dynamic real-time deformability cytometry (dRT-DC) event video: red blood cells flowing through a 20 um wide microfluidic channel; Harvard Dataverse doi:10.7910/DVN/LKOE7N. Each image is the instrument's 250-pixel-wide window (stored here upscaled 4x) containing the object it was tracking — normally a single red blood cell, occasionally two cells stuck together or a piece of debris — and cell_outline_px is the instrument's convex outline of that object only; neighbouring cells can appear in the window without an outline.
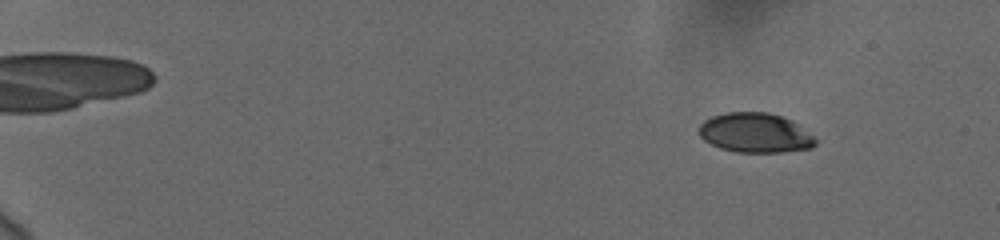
{"species": "human", "species_latin": "Homo sapiens", "temperature_condition": "cold", "stored_images_in_passage": 59, "camera_frame_rate_fps": 3000, "um_per_image_px": 0.085, "donor": {"sex": "female"}, "frame": {"image": 1, "passage_image": 8, "time_ms": 2.333, "image_size_px": [1000, 240], "cell_outline_px": [[816, 144], [812, 148], [780, 152], [736, 152], [720, 148], [704, 140], [700, 136], [700, 124], [704, 120], [712, 116], [724, 112], [768, 112], [792, 120], [812, 136], [816, 140]], "centroid_in_image_um": [64.17, 11.29], "position_along_channel_um": 20.8, "area_um2": 26.76}}
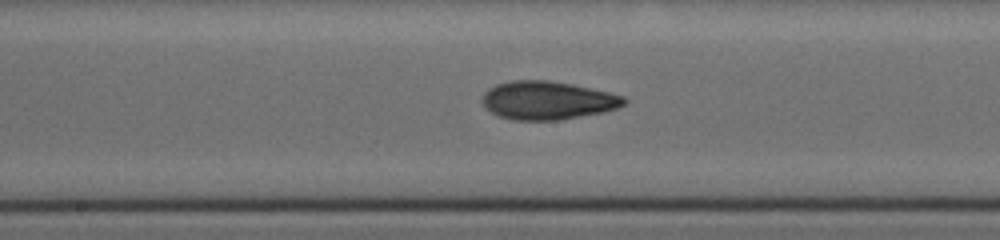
{"frame": {"image": 2, "passage_image": 35, "time_ms": 11.333, "image_size_px": [1000, 240], "cell_outline_px": [[628, 100], [624, 104], [616, 108], [604, 112], [556, 120], [512, 120], [496, 116], [480, 100], [484, 92], [488, 88], [496, 84], [512, 80], [548, 80], [572, 84], [608, 92], [624, 96]], "centroid_in_image_um": [46.51, 8.53], "position_along_channel_um": 201.7, "area_um2": 31.67}}
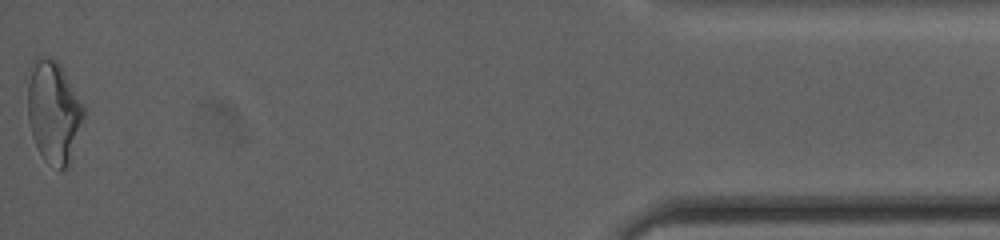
{"frame": {"image": 3, "passage_image": 59, "time_ms": 19.333, "image_size_px": [1000, 240], "cell_outline_px": [[84, 116], [72, 156], [68, 168], [60, 172], [44, 160], [36, 148], [32, 136], [28, 120], [28, 68], [32, 60], [36, 56], [56, 60], [60, 64], [84, 104]], "centroid_in_image_um": [4.54, 9.52], "position_along_channel_um": 430.7, "area_um2": 33.93}, "authors_computed_cell_mechanics": {"area_um2": 30.056, "velocity_mm_per_s": 3.7303, "shape_relaxation_time_tau1_ms": 4.1395, "shape_relaxation_time_tau2_ms": 4.1378, "deformation_change_tau1": 0.1495, "deformation_change_tau2": 0.1095}}